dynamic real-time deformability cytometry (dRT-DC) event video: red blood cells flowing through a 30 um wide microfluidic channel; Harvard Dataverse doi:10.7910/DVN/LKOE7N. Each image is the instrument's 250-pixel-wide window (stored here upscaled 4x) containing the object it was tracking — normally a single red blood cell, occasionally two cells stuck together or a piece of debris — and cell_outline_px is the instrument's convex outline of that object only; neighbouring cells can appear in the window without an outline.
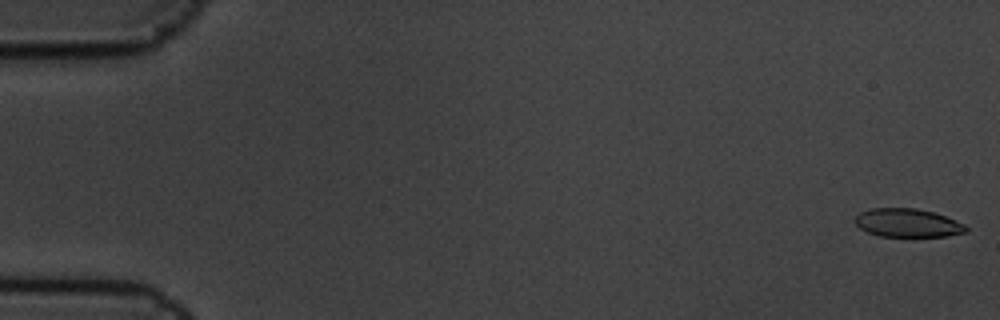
{"species": "common noctule bat (a hibernating species)", "species_latin": "Nyctalus noctula", "temperature_condition": "cold", "stored_images_in_passage": 6, "camera_frame_rate_fps": 3000, "um_per_image_px": 0.085, "animal": {"sex": "male", "body_mass_g": 19.5, "forearm_length_mm": 54.6}, "frame": {"image": 1, "passage_image": 1, "time_ms": 0.0, "image_size_px": [1000, 320], "cell_outline_px": [[968, 232], [948, 236], [880, 236], [868, 232], [860, 228], [852, 220], [860, 212], [872, 208], [916, 208], [932, 212], [956, 220], [964, 224], [968, 228]], "centroid_in_image_um": [77.14, 18.94], "position_along_channel_um": 7.9, "area_um2": 18.38}}
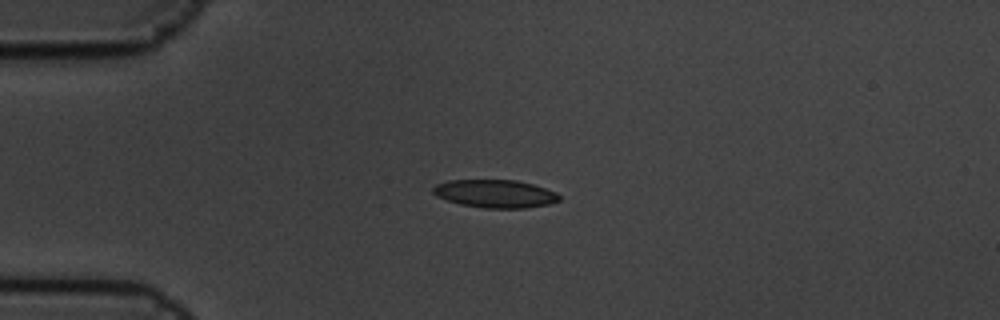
{"frame": {"image": 2, "passage_image": 5, "time_ms": 1.333, "image_size_px": [1000, 320], "cell_outline_px": [[560, 200], [548, 204], [524, 208], [484, 208], [460, 204], [436, 196], [432, 192], [432, 188], [436, 184], [448, 180], [516, 180], [532, 184], [556, 192], [560, 196]], "centroid_in_image_um": [42.07, 16.46], "position_along_channel_um": 42.9, "area_um2": 20.52}}